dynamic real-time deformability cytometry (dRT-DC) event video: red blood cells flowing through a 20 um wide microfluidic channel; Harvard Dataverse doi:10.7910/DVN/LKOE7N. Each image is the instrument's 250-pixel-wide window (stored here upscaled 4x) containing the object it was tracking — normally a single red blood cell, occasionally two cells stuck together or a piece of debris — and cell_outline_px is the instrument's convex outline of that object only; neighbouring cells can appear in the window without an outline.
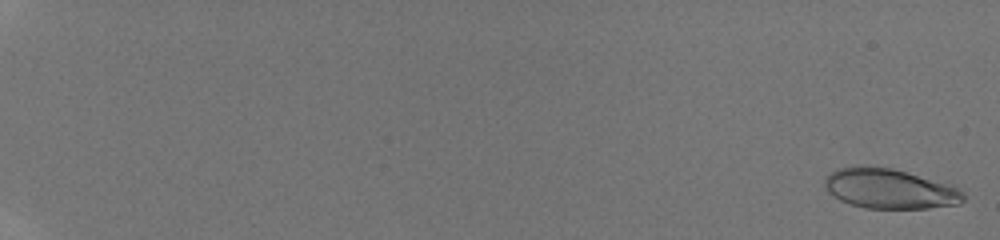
{"species": "human", "species_latin": "Homo sapiens", "temperature_condition": "room temperature", "stored_images_in_passage": 44, "camera_frame_rate_fps": 3000, "um_per_image_px": 0.085, "donor": {"sex": "male"}, "frame": {"image": 1, "passage_image": 2, "time_ms": 0.333, "image_size_px": [1000, 240], "cell_outline_px": [[964, 200], [960, 204], [928, 208], [864, 208], [840, 200], [828, 192], [824, 188], [824, 180], [832, 172], [840, 168], [856, 164], [868, 164], [892, 168], [952, 184], [964, 192]], "centroid_in_image_um": [75.63, 16.02], "position_along_channel_um": 9.4, "area_um2": 32.71}}
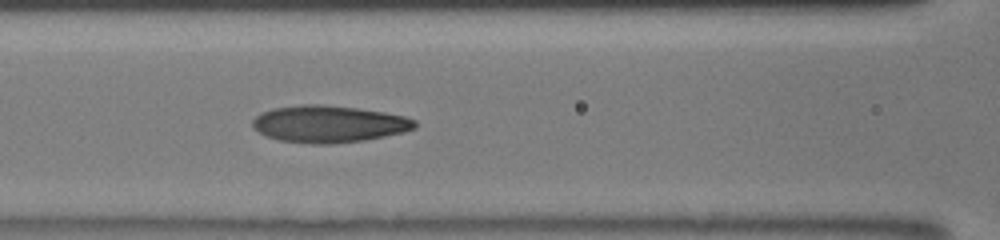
{"frame": {"image": 2, "passage_image": 22, "time_ms": 9.333, "image_size_px": [1000, 240], "cell_outline_px": [[416, 128], [404, 132], [364, 140], [332, 144], [312, 144], [280, 140], [264, 136], [252, 128], [252, 120], [260, 112], [272, 108], [300, 104], [320, 104], [356, 108], [384, 112], [404, 116], [416, 120]], "centroid_in_image_um": [27.9, 10.54], "position_along_channel_um": 138.7, "area_um2": 35.2}}
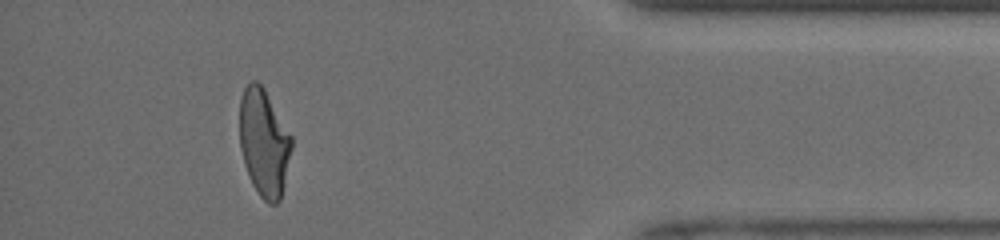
{"frame": {"image": 3, "passage_image": 40, "time_ms": 16.667, "image_size_px": [1000, 240], "cell_outline_px": [[292, 148], [284, 184], [280, 200], [276, 204], [268, 204], [260, 196], [252, 184], [244, 164], [240, 148], [240, 100], [244, 88], [252, 80], [256, 80], [264, 88], [292, 136]], "centroid_in_image_um": [22.44, 12.13], "position_along_channel_um": 412.8, "area_um2": 32.48}, "authors_computed_cell_mechanics": {"area_um2": 33.1772, "velocity_mm_per_s": 4.1597, "shape_relaxation_time_tau1_ms": 6.9153, "shape_relaxation_time_tau2_ms": 1.0952, "deformation_change_tau1": 0.2148, "deformation_change_tau2": 0.0749}}